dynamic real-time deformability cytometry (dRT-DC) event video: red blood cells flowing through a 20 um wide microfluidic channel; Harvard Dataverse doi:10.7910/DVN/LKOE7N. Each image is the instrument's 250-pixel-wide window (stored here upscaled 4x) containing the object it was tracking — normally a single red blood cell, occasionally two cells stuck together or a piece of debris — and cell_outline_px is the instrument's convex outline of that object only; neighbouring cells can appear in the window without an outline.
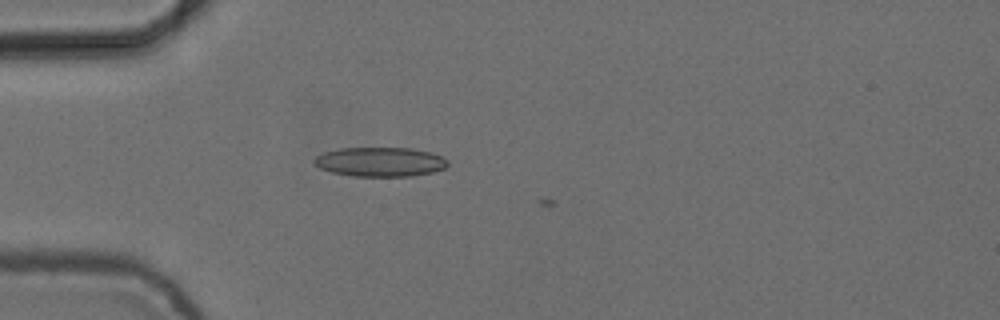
{"species": "common noctule bat (a hibernating species)", "species_latin": "Nyctalus noctula", "temperature_condition": "cold", "stored_images_in_passage": 5, "camera_frame_rate_fps": 3000, "um_per_image_px": 0.085, "animal": {"sex": "female", "body_mass_g": 24.6, "forearm_length_mm": 56.2}, "frame": {"image": 1, "passage_image": 5, "time_ms": 1.333, "image_size_px": [1000, 320], "cell_outline_px": [[448, 164], [444, 168], [432, 172], [412, 176], [352, 176], [332, 172], [320, 168], [312, 160], [316, 156], [324, 152], [340, 148], [412, 148], [432, 152], [448, 160]], "centroid_in_image_um": [32.32, 13.75], "position_along_channel_um": 52.7, "area_um2": 22.83}}